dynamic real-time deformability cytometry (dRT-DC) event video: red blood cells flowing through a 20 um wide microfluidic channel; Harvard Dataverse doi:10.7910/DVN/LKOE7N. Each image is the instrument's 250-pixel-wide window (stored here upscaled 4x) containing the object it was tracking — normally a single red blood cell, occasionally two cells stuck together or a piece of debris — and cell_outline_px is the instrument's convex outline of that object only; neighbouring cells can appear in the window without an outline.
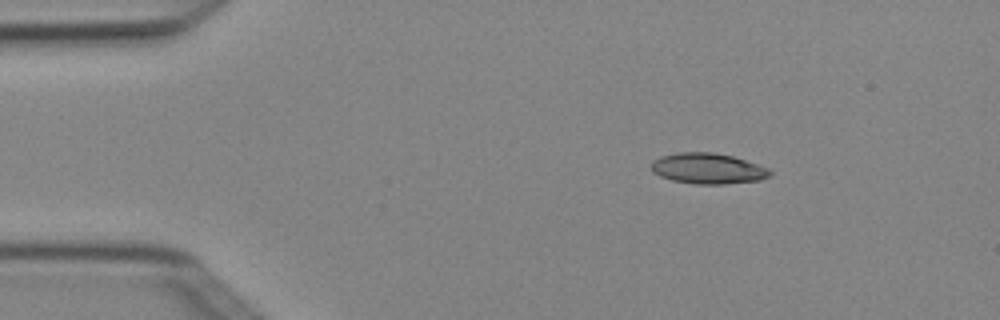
{"species": "Egyptian fruit bat (a non-hibernating species)", "species_latin": "Rousettus aegyptiacus", "temperature_condition": "cold", "stored_images_in_passage": 5, "segment_of_instrument_passage": [2, 2], "camera_frame_rate_fps": 3000, "um_per_image_px": 0.085, "animal": {"sex": "female"}, "frame": {"image": 1, "passage_image": 5, "time_ms": 1.333, "image_size_px": [1000, 320], "cell_outline_px": [[772, 176], [760, 180], [724, 184], [696, 184], [672, 180], [660, 176], [652, 172], [652, 160], [660, 156], [676, 152], [712, 152], [732, 156], [768, 168], [772, 172]], "centroid_in_image_um": [60.16, 14.32], "position_along_channel_um": 24.8, "area_um2": 21.27}}